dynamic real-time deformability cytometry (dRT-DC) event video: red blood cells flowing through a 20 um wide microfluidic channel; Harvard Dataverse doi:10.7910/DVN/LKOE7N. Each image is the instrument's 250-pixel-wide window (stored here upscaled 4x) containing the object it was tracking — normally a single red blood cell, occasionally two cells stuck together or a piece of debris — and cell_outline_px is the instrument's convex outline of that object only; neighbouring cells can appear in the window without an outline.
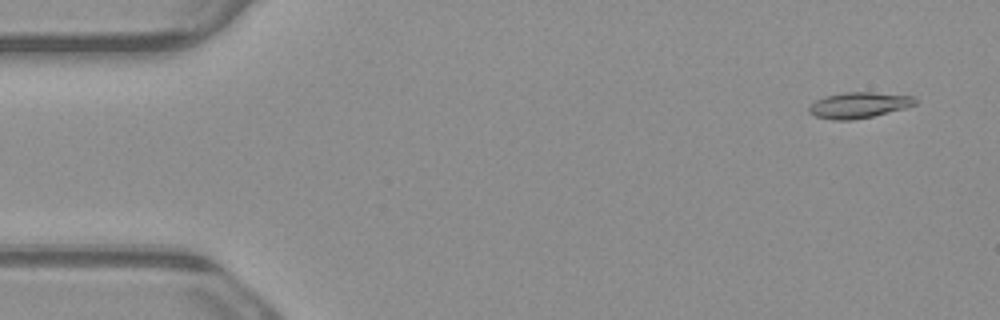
{"species": "common noctule bat (a hibernating species)", "species_latin": "Nyctalus noctula", "temperature_condition": "warm", "stored_images_in_passage": 4, "camera_frame_rate_fps": 3000, "um_per_image_px": 0.085, "animal": {"sex": "male", "body_mass_g": 23.1, "forearm_length_mm": 52.7}, "frame": {"image": 1, "passage_image": 1, "time_ms": 0.0, "image_size_px": [1000, 320], "cell_outline_px": [[916, 104], [904, 108], [872, 116], [852, 120], [832, 120], [816, 116], [808, 112], [808, 104], [824, 96], [844, 92], [872, 92], [916, 96]], "centroid_in_image_um": [72.96, 8.93], "position_along_channel_um": 12.0, "area_um2": 16.07}}